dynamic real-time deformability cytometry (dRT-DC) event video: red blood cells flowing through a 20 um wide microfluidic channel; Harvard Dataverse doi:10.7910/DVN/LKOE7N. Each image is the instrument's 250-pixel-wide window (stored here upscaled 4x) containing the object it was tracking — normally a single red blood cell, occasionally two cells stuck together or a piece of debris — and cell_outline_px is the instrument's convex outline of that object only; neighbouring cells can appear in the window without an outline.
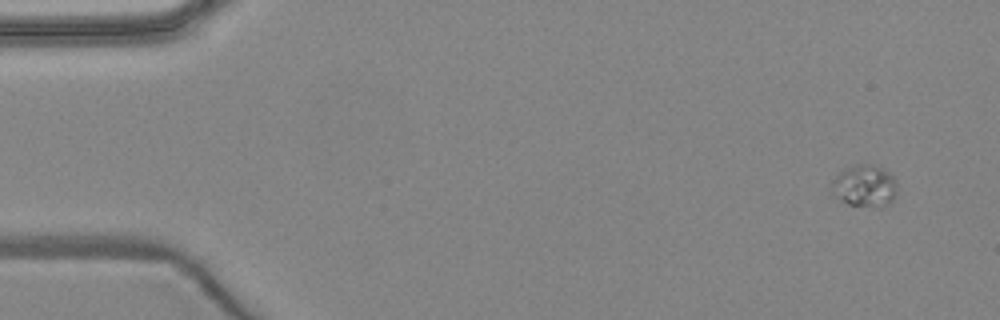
{"species": "common noctule bat (a hibernating species)", "species_latin": "Nyctalus noctula", "temperature_condition": "warm", "stored_images_in_passage": 6, "camera_frame_rate_fps": 3000, "um_per_image_px": 0.085, "animal": {"sex": "female", "body_mass_g": 24.6, "forearm_length_mm": 56.2}, "frame": {"image": 1, "passage_image": 1, "time_ms": 0.0, "image_size_px": [1000, 320], "cell_outline_px": [[896, 192], [892, 200], [888, 204], [880, 208], [876, 208], [848, 204], [828, 192], [828, 188], [836, 176], [840, 172], [856, 164], [872, 164], [884, 168], [892, 176], [896, 184]], "centroid_in_image_um": [73.46, 15.82], "position_along_channel_um": 11.5, "area_um2": 16.24}}
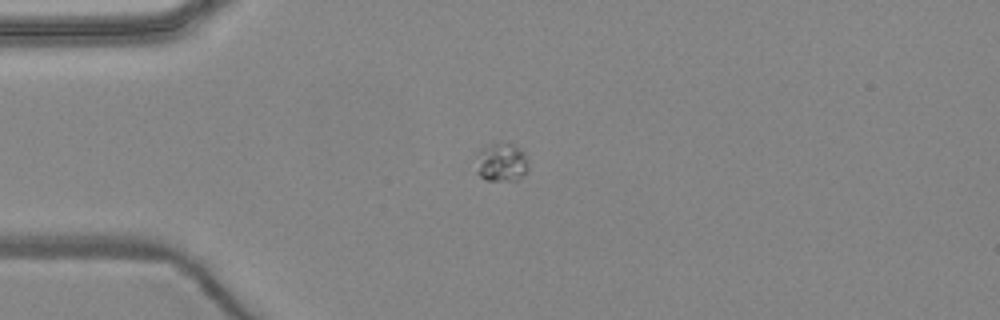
{"frame": {"image": 2, "passage_image": 4, "time_ms": 3.333, "image_size_px": [1000, 320], "cell_outline_px": [[528, 168], [516, 180], [488, 180], [480, 176], [476, 172], [480, 152], [484, 148], [492, 144], [512, 144], [520, 148], [528, 156]], "centroid_in_image_um": [42.68, 13.81], "position_along_channel_um": 42.3, "area_um2": 11.33}}
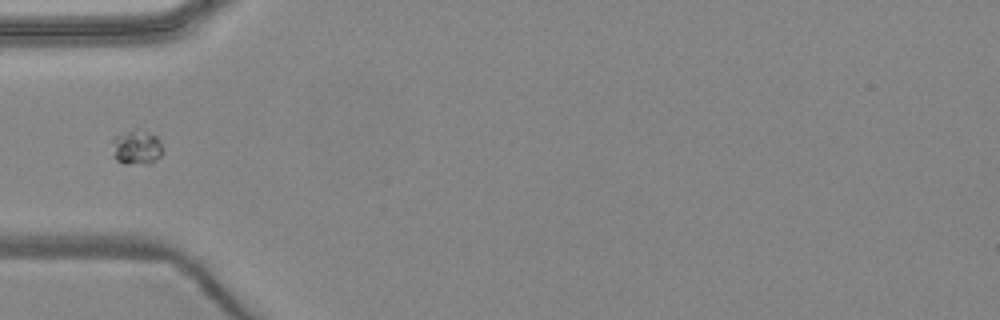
{"frame": {"image": 3, "passage_image": 5, "time_ms": 4.667, "image_size_px": [1000, 320], "cell_outline_px": [[164, 152], [160, 156], [148, 164], [124, 164], [116, 160], [112, 156], [112, 140], [116, 136], [136, 128], [156, 136], [160, 140], [164, 148]], "centroid_in_image_um": [11.61, 12.54], "position_along_channel_um": 73.4, "area_um2": 10.4}}